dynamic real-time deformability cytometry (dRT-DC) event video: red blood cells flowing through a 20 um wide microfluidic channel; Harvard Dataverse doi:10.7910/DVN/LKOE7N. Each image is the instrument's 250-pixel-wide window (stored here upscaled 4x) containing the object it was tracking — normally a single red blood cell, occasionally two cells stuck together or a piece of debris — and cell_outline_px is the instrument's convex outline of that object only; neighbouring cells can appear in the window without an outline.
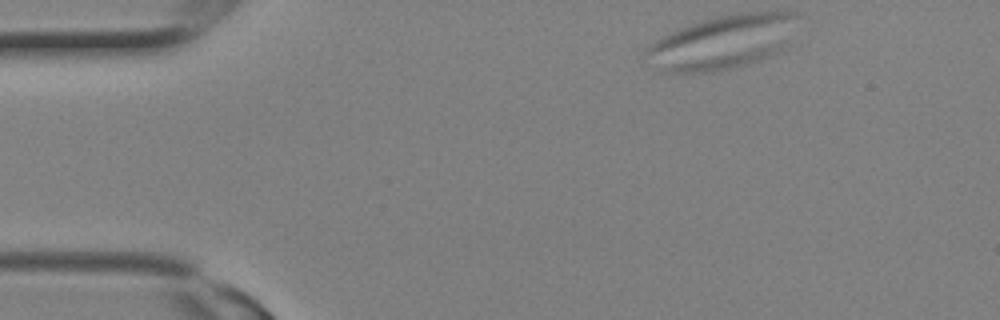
{"species": "Egyptian fruit bat (a non-hibernating species)", "species_latin": "Rousettus aegyptiacus", "temperature_condition": "room temperature", "stored_images_in_passage": 2, "camera_frame_rate_fps": 3000, "um_per_image_px": 0.085, "animal": {"sex": "female"}, "frame": {"image": 1, "passage_image": 1, "time_ms": 0.0, "image_size_px": [1000, 320], "cell_outline_px": [[780, 52], [736, 68], [716, 72], [660, 72], [660, 68], [668, 64], [768, 44], [780, 44]], "centroid_in_image_um": [61.49, 5.12], "position_along_channel_um": 23.5, "area_um2": 11.68}}